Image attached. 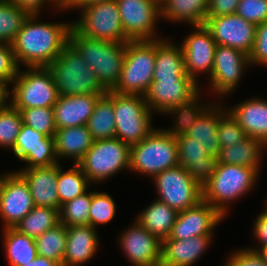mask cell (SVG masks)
<instances>
[{
	"mask_svg": "<svg viewBox=\"0 0 267 266\" xmlns=\"http://www.w3.org/2000/svg\"><path fill=\"white\" fill-rule=\"evenodd\" d=\"M18 70L12 45L0 43V81L5 84L13 81L17 76Z\"/></svg>",
	"mask_w": 267,
	"mask_h": 266,
	"instance_id": "46",
	"label": "cell"
},
{
	"mask_svg": "<svg viewBox=\"0 0 267 266\" xmlns=\"http://www.w3.org/2000/svg\"><path fill=\"white\" fill-rule=\"evenodd\" d=\"M59 212L58 209L35 206L15 228L21 233L36 239L45 231L60 223Z\"/></svg>",
	"mask_w": 267,
	"mask_h": 266,
	"instance_id": "35",
	"label": "cell"
},
{
	"mask_svg": "<svg viewBox=\"0 0 267 266\" xmlns=\"http://www.w3.org/2000/svg\"><path fill=\"white\" fill-rule=\"evenodd\" d=\"M236 14L259 25L267 21V0H240Z\"/></svg>",
	"mask_w": 267,
	"mask_h": 266,
	"instance_id": "45",
	"label": "cell"
},
{
	"mask_svg": "<svg viewBox=\"0 0 267 266\" xmlns=\"http://www.w3.org/2000/svg\"><path fill=\"white\" fill-rule=\"evenodd\" d=\"M115 138L133 146L146 138L151 128V109L143 95L120 94L113 91Z\"/></svg>",
	"mask_w": 267,
	"mask_h": 266,
	"instance_id": "7",
	"label": "cell"
},
{
	"mask_svg": "<svg viewBox=\"0 0 267 266\" xmlns=\"http://www.w3.org/2000/svg\"><path fill=\"white\" fill-rule=\"evenodd\" d=\"M69 43L95 72L100 84L107 91L112 90L120 78L126 43L91 39L80 34L73 26L69 31Z\"/></svg>",
	"mask_w": 267,
	"mask_h": 266,
	"instance_id": "2",
	"label": "cell"
},
{
	"mask_svg": "<svg viewBox=\"0 0 267 266\" xmlns=\"http://www.w3.org/2000/svg\"><path fill=\"white\" fill-rule=\"evenodd\" d=\"M104 1H110V0H78L77 7L90 6L92 4L101 3Z\"/></svg>",
	"mask_w": 267,
	"mask_h": 266,
	"instance_id": "55",
	"label": "cell"
},
{
	"mask_svg": "<svg viewBox=\"0 0 267 266\" xmlns=\"http://www.w3.org/2000/svg\"><path fill=\"white\" fill-rule=\"evenodd\" d=\"M67 241L63 266H77L90 260L98 244L95 228L90 225L66 226Z\"/></svg>",
	"mask_w": 267,
	"mask_h": 266,
	"instance_id": "25",
	"label": "cell"
},
{
	"mask_svg": "<svg viewBox=\"0 0 267 266\" xmlns=\"http://www.w3.org/2000/svg\"><path fill=\"white\" fill-rule=\"evenodd\" d=\"M254 233L257 239L261 242L262 246L267 245V209L265 212L261 213L258 216L255 227Z\"/></svg>",
	"mask_w": 267,
	"mask_h": 266,
	"instance_id": "50",
	"label": "cell"
},
{
	"mask_svg": "<svg viewBox=\"0 0 267 266\" xmlns=\"http://www.w3.org/2000/svg\"><path fill=\"white\" fill-rule=\"evenodd\" d=\"M24 266H61V265L55 260L38 255L33 261L28 262L27 265Z\"/></svg>",
	"mask_w": 267,
	"mask_h": 266,
	"instance_id": "52",
	"label": "cell"
},
{
	"mask_svg": "<svg viewBox=\"0 0 267 266\" xmlns=\"http://www.w3.org/2000/svg\"><path fill=\"white\" fill-rule=\"evenodd\" d=\"M209 109V110H208ZM204 110L194 125L186 133L202 143L206 151L215 157L220 155L221 146L218 141V110L211 107Z\"/></svg>",
	"mask_w": 267,
	"mask_h": 266,
	"instance_id": "33",
	"label": "cell"
},
{
	"mask_svg": "<svg viewBox=\"0 0 267 266\" xmlns=\"http://www.w3.org/2000/svg\"><path fill=\"white\" fill-rule=\"evenodd\" d=\"M47 68L52 74L59 96L107 93L95 72L70 43Z\"/></svg>",
	"mask_w": 267,
	"mask_h": 266,
	"instance_id": "3",
	"label": "cell"
},
{
	"mask_svg": "<svg viewBox=\"0 0 267 266\" xmlns=\"http://www.w3.org/2000/svg\"><path fill=\"white\" fill-rule=\"evenodd\" d=\"M222 215L209 203L201 201L196 206L178 213L169 239L184 240L195 236H212V230Z\"/></svg>",
	"mask_w": 267,
	"mask_h": 266,
	"instance_id": "17",
	"label": "cell"
},
{
	"mask_svg": "<svg viewBox=\"0 0 267 266\" xmlns=\"http://www.w3.org/2000/svg\"><path fill=\"white\" fill-rule=\"evenodd\" d=\"M18 110L21 113L23 124L46 136L54 137L57 127L53 107H34Z\"/></svg>",
	"mask_w": 267,
	"mask_h": 266,
	"instance_id": "40",
	"label": "cell"
},
{
	"mask_svg": "<svg viewBox=\"0 0 267 266\" xmlns=\"http://www.w3.org/2000/svg\"><path fill=\"white\" fill-rule=\"evenodd\" d=\"M18 8L28 12L30 15H37L45 0H8Z\"/></svg>",
	"mask_w": 267,
	"mask_h": 266,
	"instance_id": "51",
	"label": "cell"
},
{
	"mask_svg": "<svg viewBox=\"0 0 267 266\" xmlns=\"http://www.w3.org/2000/svg\"><path fill=\"white\" fill-rule=\"evenodd\" d=\"M12 81V105L17 109L54 107L59 97L51 72L47 67H30Z\"/></svg>",
	"mask_w": 267,
	"mask_h": 266,
	"instance_id": "9",
	"label": "cell"
},
{
	"mask_svg": "<svg viewBox=\"0 0 267 266\" xmlns=\"http://www.w3.org/2000/svg\"><path fill=\"white\" fill-rule=\"evenodd\" d=\"M37 15H29L12 43L14 57L19 65L47 67L69 43L72 24L35 23Z\"/></svg>",
	"mask_w": 267,
	"mask_h": 266,
	"instance_id": "1",
	"label": "cell"
},
{
	"mask_svg": "<svg viewBox=\"0 0 267 266\" xmlns=\"http://www.w3.org/2000/svg\"><path fill=\"white\" fill-rule=\"evenodd\" d=\"M253 251H255L262 259V261L267 265V245L266 246H262L261 249H251Z\"/></svg>",
	"mask_w": 267,
	"mask_h": 266,
	"instance_id": "56",
	"label": "cell"
},
{
	"mask_svg": "<svg viewBox=\"0 0 267 266\" xmlns=\"http://www.w3.org/2000/svg\"><path fill=\"white\" fill-rule=\"evenodd\" d=\"M125 35L130 40H154L156 19L161 15L156 0H115Z\"/></svg>",
	"mask_w": 267,
	"mask_h": 266,
	"instance_id": "13",
	"label": "cell"
},
{
	"mask_svg": "<svg viewBox=\"0 0 267 266\" xmlns=\"http://www.w3.org/2000/svg\"><path fill=\"white\" fill-rule=\"evenodd\" d=\"M158 200L166 203L178 213L196 206L203 200V189L188 171L177 165L154 176Z\"/></svg>",
	"mask_w": 267,
	"mask_h": 266,
	"instance_id": "11",
	"label": "cell"
},
{
	"mask_svg": "<svg viewBox=\"0 0 267 266\" xmlns=\"http://www.w3.org/2000/svg\"><path fill=\"white\" fill-rule=\"evenodd\" d=\"M90 205L91 193L87 192L63 204L59 212L60 223L65 226L89 225Z\"/></svg>",
	"mask_w": 267,
	"mask_h": 266,
	"instance_id": "39",
	"label": "cell"
},
{
	"mask_svg": "<svg viewBox=\"0 0 267 266\" xmlns=\"http://www.w3.org/2000/svg\"><path fill=\"white\" fill-rule=\"evenodd\" d=\"M196 32L189 35L182 44L186 74L196 81L198 71L210 73L214 66L216 42L205 25L194 26Z\"/></svg>",
	"mask_w": 267,
	"mask_h": 266,
	"instance_id": "20",
	"label": "cell"
},
{
	"mask_svg": "<svg viewBox=\"0 0 267 266\" xmlns=\"http://www.w3.org/2000/svg\"><path fill=\"white\" fill-rule=\"evenodd\" d=\"M130 146L118 138L96 140L78 163L90 181H102L130 165Z\"/></svg>",
	"mask_w": 267,
	"mask_h": 266,
	"instance_id": "8",
	"label": "cell"
},
{
	"mask_svg": "<svg viewBox=\"0 0 267 266\" xmlns=\"http://www.w3.org/2000/svg\"><path fill=\"white\" fill-rule=\"evenodd\" d=\"M263 145L266 144L262 140L247 136L240 143L221 148L218 163L241 165L258 171Z\"/></svg>",
	"mask_w": 267,
	"mask_h": 266,
	"instance_id": "32",
	"label": "cell"
},
{
	"mask_svg": "<svg viewBox=\"0 0 267 266\" xmlns=\"http://www.w3.org/2000/svg\"><path fill=\"white\" fill-rule=\"evenodd\" d=\"M178 165L176 138L165 130H153L130 148L129 169L156 176Z\"/></svg>",
	"mask_w": 267,
	"mask_h": 266,
	"instance_id": "6",
	"label": "cell"
},
{
	"mask_svg": "<svg viewBox=\"0 0 267 266\" xmlns=\"http://www.w3.org/2000/svg\"><path fill=\"white\" fill-rule=\"evenodd\" d=\"M193 78L153 79L144 95L149 108L166 113L177 105L193 99L198 93Z\"/></svg>",
	"mask_w": 267,
	"mask_h": 266,
	"instance_id": "15",
	"label": "cell"
},
{
	"mask_svg": "<svg viewBox=\"0 0 267 266\" xmlns=\"http://www.w3.org/2000/svg\"><path fill=\"white\" fill-rule=\"evenodd\" d=\"M226 266H267L261 257L253 250H241L234 253Z\"/></svg>",
	"mask_w": 267,
	"mask_h": 266,
	"instance_id": "48",
	"label": "cell"
},
{
	"mask_svg": "<svg viewBox=\"0 0 267 266\" xmlns=\"http://www.w3.org/2000/svg\"><path fill=\"white\" fill-rule=\"evenodd\" d=\"M250 64L248 55L228 46L216 45L211 85L219 94L231 92L241 78L243 67Z\"/></svg>",
	"mask_w": 267,
	"mask_h": 266,
	"instance_id": "19",
	"label": "cell"
},
{
	"mask_svg": "<svg viewBox=\"0 0 267 266\" xmlns=\"http://www.w3.org/2000/svg\"><path fill=\"white\" fill-rule=\"evenodd\" d=\"M102 95L59 96L53 107L57 129L86 125Z\"/></svg>",
	"mask_w": 267,
	"mask_h": 266,
	"instance_id": "22",
	"label": "cell"
},
{
	"mask_svg": "<svg viewBox=\"0 0 267 266\" xmlns=\"http://www.w3.org/2000/svg\"><path fill=\"white\" fill-rule=\"evenodd\" d=\"M257 174V170L246 166L218 163L216 171L202 187L203 201L224 217L225 204L247 193L256 182Z\"/></svg>",
	"mask_w": 267,
	"mask_h": 266,
	"instance_id": "5",
	"label": "cell"
},
{
	"mask_svg": "<svg viewBox=\"0 0 267 266\" xmlns=\"http://www.w3.org/2000/svg\"><path fill=\"white\" fill-rule=\"evenodd\" d=\"M5 249L11 266H24L37 256L35 239L21 233L15 227H5Z\"/></svg>",
	"mask_w": 267,
	"mask_h": 266,
	"instance_id": "34",
	"label": "cell"
},
{
	"mask_svg": "<svg viewBox=\"0 0 267 266\" xmlns=\"http://www.w3.org/2000/svg\"><path fill=\"white\" fill-rule=\"evenodd\" d=\"M249 58L251 63L264 65L267 62V21L257 25L255 43Z\"/></svg>",
	"mask_w": 267,
	"mask_h": 266,
	"instance_id": "47",
	"label": "cell"
},
{
	"mask_svg": "<svg viewBox=\"0 0 267 266\" xmlns=\"http://www.w3.org/2000/svg\"><path fill=\"white\" fill-rule=\"evenodd\" d=\"M13 152L20 160L29 163L28 168L58 164L54 137L46 136L25 124H22Z\"/></svg>",
	"mask_w": 267,
	"mask_h": 266,
	"instance_id": "16",
	"label": "cell"
},
{
	"mask_svg": "<svg viewBox=\"0 0 267 266\" xmlns=\"http://www.w3.org/2000/svg\"><path fill=\"white\" fill-rule=\"evenodd\" d=\"M7 96H9L7 85L4 82L0 81V109L7 106V104L5 103Z\"/></svg>",
	"mask_w": 267,
	"mask_h": 266,
	"instance_id": "53",
	"label": "cell"
},
{
	"mask_svg": "<svg viewBox=\"0 0 267 266\" xmlns=\"http://www.w3.org/2000/svg\"><path fill=\"white\" fill-rule=\"evenodd\" d=\"M115 203L107 193H91L89 209V225L95 228L97 224H105L115 216Z\"/></svg>",
	"mask_w": 267,
	"mask_h": 266,
	"instance_id": "43",
	"label": "cell"
},
{
	"mask_svg": "<svg viewBox=\"0 0 267 266\" xmlns=\"http://www.w3.org/2000/svg\"><path fill=\"white\" fill-rule=\"evenodd\" d=\"M178 145V165L203 187L216 171L218 158L210 155L201 142L186 134L175 137Z\"/></svg>",
	"mask_w": 267,
	"mask_h": 266,
	"instance_id": "18",
	"label": "cell"
},
{
	"mask_svg": "<svg viewBox=\"0 0 267 266\" xmlns=\"http://www.w3.org/2000/svg\"><path fill=\"white\" fill-rule=\"evenodd\" d=\"M210 241L211 236H195L184 240L165 238L161 241L160 266H190Z\"/></svg>",
	"mask_w": 267,
	"mask_h": 266,
	"instance_id": "24",
	"label": "cell"
},
{
	"mask_svg": "<svg viewBox=\"0 0 267 266\" xmlns=\"http://www.w3.org/2000/svg\"><path fill=\"white\" fill-rule=\"evenodd\" d=\"M204 25L210 30L216 44L232 47L248 56L251 54L257 29L254 23L235 13L210 17Z\"/></svg>",
	"mask_w": 267,
	"mask_h": 266,
	"instance_id": "12",
	"label": "cell"
},
{
	"mask_svg": "<svg viewBox=\"0 0 267 266\" xmlns=\"http://www.w3.org/2000/svg\"><path fill=\"white\" fill-rule=\"evenodd\" d=\"M89 180L78 164H74L67 172L58 169L57 193L59 211L63 204L87 192Z\"/></svg>",
	"mask_w": 267,
	"mask_h": 266,
	"instance_id": "36",
	"label": "cell"
},
{
	"mask_svg": "<svg viewBox=\"0 0 267 266\" xmlns=\"http://www.w3.org/2000/svg\"><path fill=\"white\" fill-rule=\"evenodd\" d=\"M67 229L62 223L48 229L35 239L39 256L49 258L63 266V257L66 250Z\"/></svg>",
	"mask_w": 267,
	"mask_h": 266,
	"instance_id": "37",
	"label": "cell"
},
{
	"mask_svg": "<svg viewBox=\"0 0 267 266\" xmlns=\"http://www.w3.org/2000/svg\"><path fill=\"white\" fill-rule=\"evenodd\" d=\"M218 110V141L221 148L240 143L247 137L244 129L231 113H225ZM223 116V117H222Z\"/></svg>",
	"mask_w": 267,
	"mask_h": 266,
	"instance_id": "44",
	"label": "cell"
},
{
	"mask_svg": "<svg viewBox=\"0 0 267 266\" xmlns=\"http://www.w3.org/2000/svg\"><path fill=\"white\" fill-rule=\"evenodd\" d=\"M29 13L8 0H0V43L12 45Z\"/></svg>",
	"mask_w": 267,
	"mask_h": 266,
	"instance_id": "38",
	"label": "cell"
},
{
	"mask_svg": "<svg viewBox=\"0 0 267 266\" xmlns=\"http://www.w3.org/2000/svg\"><path fill=\"white\" fill-rule=\"evenodd\" d=\"M22 124L20 111L11 103L0 109V145L13 150Z\"/></svg>",
	"mask_w": 267,
	"mask_h": 266,
	"instance_id": "41",
	"label": "cell"
},
{
	"mask_svg": "<svg viewBox=\"0 0 267 266\" xmlns=\"http://www.w3.org/2000/svg\"><path fill=\"white\" fill-rule=\"evenodd\" d=\"M50 1H53V3L57 1L56 5L59 6L58 8H64V9L70 7L71 8L77 7V2H78V0H50Z\"/></svg>",
	"mask_w": 267,
	"mask_h": 266,
	"instance_id": "54",
	"label": "cell"
},
{
	"mask_svg": "<svg viewBox=\"0 0 267 266\" xmlns=\"http://www.w3.org/2000/svg\"><path fill=\"white\" fill-rule=\"evenodd\" d=\"M86 126L94 141L115 138V114L112 90H108L106 94L98 99Z\"/></svg>",
	"mask_w": 267,
	"mask_h": 266,
	"instance_id": "30",
	"label": "cell"
},
{
	"mask_svg": "<svg viewBox=\"0 0 267 266\" xmlns=\"http://www.w3.org/2000/svg\"><path fill=\"white\" fill-rule=\"evenodd\" d=\"M79 8L83 9V17L72 26L83 36L117 43H127L130 40L123 31L115 0Z\"/></svg>",
	"mask_w": 267,
	"mask_h": 266,
	"instance_id": "10",
	"label": "cell"
},
{
	"mask_svg": "<svg viewBox=\"0 0 267 266\" xmlns=\"http://www.w3.org/2000/svg\"><path fill=\"white\" fill-rule=\"evenodd\" d=\"M209 0H163L160 3L161 17L172 21H188L192 26L204 25Z\"/></svg>",
	"mask_w": 267,
	"mask_h": 266,
	"instance_id": "31",
	"label": "cell"
},
{
	"mask_svg": "<svg viewBox=\"0 0 267 266\" xmlns=\"http://www.w3.org/2000/svg\"><path fill=\"white\" fill-rule=\"evenodd\" d=\"M154 68L155 39L129 40L120 78L112 91L144 96L153 81Z\"/></svg>",
	"mask_w": 267,
	"mask_h": 266,
	"instance_id": "4",
	"label": "cell"
},
{
	"mask_svg": "<svg viewBox=\"0 0 267 266\" xmlns=\"http://www.w3.org/2000/svg\"><path fill=\"white\" fill-rule=\"evenodd\" d=\"M54 140L56 156H71L75 164L82 160L94 142L86 125L57 129Z\"/></svg>",
	"mask_w": 267,
	"mask_h": 266,
	"instance_id": "28",
	"label": "cell"
},
{
	"mask_svg": "<svg viewBox=\"0 0 267 266\" xmlns=\"http://www.w3.org/2000/svg\"><path fill=\"white\" fill-rule=\"evenodd\" d=\"M240 0H209L206 20L210 17L235 14Z\"/></svg>",
	"mask_w": 267,
	"mask_h": 266,
	"instance_id": "49",
	"label": "cell"
},
{
	"mask_svg": "<svg viewBox=\"0 0 267 266\" xmlns=\"http://www.w3.org/2000/svg\"><path fill=\"white\" fill-rule=\"evenodd\" d=\"M173 45L168 40L155 39L153 79L191 78L186 74L182 47Z\"/></svg>",
	"mask_w": 267,
	"mask_h": 266,
	"instance_id": "27",
	"label": "cell"
},
{
	"mask_svg": "<svg viewBox=\"0 0 267 266\" xmlns=\"http://www.w3.org/2000/svg\"><path fill=\"white\" fill-rule=\"evenodd\" d=\"M199 93L190 101L177 105L176 107L172 108L167 113H175L178 114L177 116V125L172 130H165L168 134L173 135L174 137L186 134L189 129L194 125L198 117L201 115V113L207 109L208 107H204L201 105L202 108H200L197 104Z\"/></svg>",
	"mask_w": 267,
	"mask_h": 266,
	"instance_id": "42",
	"label": "cell"
},
{
	"mask_svg": "<svg viewBox=\"0 0 267 266\" xmlns=\"http://www.w3.org/2000/svg\"><path fill=\"white\" fill-rule=\"evenodd\" d=\"M229 112L247 136L262 140L267 145V101L248 100Z\"/></svg>",
	"mask_w": 267,
	"mask_h": 266,
	"instance_id": "26",
	"label": "cell"
},
{
	"mask_svg": "<svg viewBox=\"0 0 267 266\" xmlns=\"http://www.w3.org/2000/svg\"><path fill=\"white\" fill-rule=\"evenodd\" d=\"M34 207L29 185L18 172L2 176L0 216L6 228L15 227Z\"/></svg>",
	"mask_w": 267,
	"mask_h": 266,
	"instance_id": "14",
	"label": "cell"
},
{
	"mask_svg": "<svg viewBox=\"0 0 267 266\" xmlns=\"http://www.w3.org/2000/svg\"><path fill=\"white\" fill-rule=\"evenodd\" d=\"M177 217L176 210L157 199L139 215L136 222L162 241L170 236Z\"/></svg>",
	"mask_w": 267,
	"mask_h": 266,
	"instance_id": "29",
	"label": "cell"
},
{
	"mask_svg": "<svg viewBox=\"0 0 267 266\" xmlns=\"http://www.w3.org/2000/svg\"><path fill=\"white\" fill-rule=\"evenodd\" d=\"M59 164L50 167L25 168L18 173L25 179L35 206L49 207L59 210L57 193V177Z\"/></svg>",
	"mask_w": 267,
	"mask_h": 266,
	"instance_id": "23",
	"label": "cell"
},
{
	"mask_svg": "<svg viewBox=\"0 0 267 266\" xmlns=\"http://www.w3.org/2000/svg\"><path fill=\"white\" fill-rule=\"evenodd\" d=\"M121 246L135 266H160L161 241L138 222L121 235Z\"/></svg>",
	"mask_w": 267,
	"mask_h": 266,
	"instance_id": "21",
	"label": "cell"
}]
</instances>
